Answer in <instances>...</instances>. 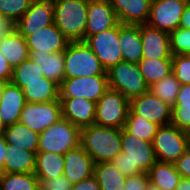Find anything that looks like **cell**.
I'll use <instances>...</instances> for the list:
<instances>
[{
    "mask_svg": "<svg viewBox=\"0 0 190 190\" xmlns=\"http://www.w3.org/2000/svg\"><path fill=\"white\" fill-rule=\"evenodd\" d=\"M116 168L129 177L147 173L157 162L153 143L132 135L121 129V152L110 161Z\"/></svg>",
    "mask_w": 190,
    "mask_h": 190,
    "instance_id": "1",
    "label": "cell"
},
{
    "mask_svg": "<svg viewBox=\"0 0 190 190\" xmlns=\"http://www.w3.org/2000/svg\"><path fill=\"white\" fill-rule=\"evenodd\" d=\"M80 145L94 163L110 162L121 152V129L90 125L81 129Z\"/></svg>",
    "mask_w": 190,
    "mask_h": 190,
    "instance_id": "2",
    "label": "cell"
},
{
    "mask_svg": "<svg viewBox=\"0 0 190 190\" xmlns=\"http://www.w3.org/2000/svg\"><path fill=\"white\" fill-rule=\"evenodd\" d=\"M87 0H53L54 24L69 42L85 41Z\"/></svg>",
    "mask_w": 190,
    "mask_h": 190,
    "instance_id": "3",
    "label": "cell"
},
{
    "mask_svg": "<svg viewBox=\"0 0 190 190\" xmlns=\"http://www.w3.org/2000/svg\"><path fill=\"white\" fill-rule=\"evenodd\" d=\"M65 79L89 76H107L94 52L84 41L69 42L64 51Z\"/></svg>",
    "mask_w": 190,
    "mask_h": 190,
    "instance_id": "4",
    "label": "cell"
},
{
    "mask_svg": "<svg viewBox=\"0 0 190 190\" xmlns=\"http://www.w3.org/2000/svg\"><path fill=\"white\" fill-rule=\"evenodd\" d=\"M81 129L61 118L39 135L38 150L64 155L80 145Z\"/></svg>",
    "mask_w": 190,
    "mask_h": 190,
    "instance_id": "5",
    "label": "cell"
},
{
    "mask_svg": "<svg viewBox=\"0 0 190 190\" xmlns=\"http://www.w3.org/2000/svg\"><path fill=\"white\" fill-rule=\"evenodd\" d=\"M106 73L109 89L122 93L129 101L149 91L137 63L122 61Z\"/></svg>",
    "mask_w": 190,
    "mask_h": 190,
    "instance_id": "6",
    "label": "cell"
},
{
    "mask_svg": "<svg viewBox=\"0 0 190 190\" xmlns=\"http://www.w3.org/2000/svg\"><path fill=\"white\" fill-rule=\"evenodd\" d=\"M157 161L174 163L190 147L188 133L169 124L160 126L153 139Z\"/></svg>",
    "mask_w": 190,
    "mask_h": 190,
    "instance_id": "7",
    "label": "cell"
},
{
    "mask_svg": "<svg viewBox=\"0 0 190 190\" xmlns=\"http://www.w3.org/2000/svg\"><path fill=\"white\" fill-rule=\"evenodd\" d=\"M130 101L120 92L108 89L96 103L95 125L124 128Z\"/></svg>",
    "mask_w": 190,
    "mask_h": 190,
    "instance_id": "8",
    "label": "cell"
},
{
    "mask_svg": "<svg viewBox=\"0 0 190 190\" xmlns=\"http://www.w3.org/2000/svg\"><path fill=\"white\" fill-rule=\"evenodd\" d=\"M61 118L62 106L60 100L44 103L26 102L19 122L40 134Z\"/></svg>",
    "mask_w": 190,
    "mask_h": 190,
    "instance_id": "9",
    "label": "cell"
},
{
    "mask_svg": "<svg viewBox=\"0 0 190 190\" xmlns=\"http://www.w3.org/2000/svg\"><path fill=\"white\" fill-rule=\"evenodd\" d=\"M107 71L123 61L119 42V23L108 30L89 36L84 41Z\"/></svg>",
    "mask_w": 190,
    "mask_h": 190,
    "instance_id": "10",
    "label": "cell"
},
{
    "mask_svg": "<svg viewBox=\"0 0 190 190\" xmlns=\"http://www.w3.org/2000/svg\"><path fill=\"white\" fill-rule=\"evenodd\" d=\"M190 0H151L147 24L166 33L177 29Z\"/></svg>",
    "mask_w": 190,
    "mask_h": 190,
    "instance_id": "11",
    "label": "cell"
},
{
    "mask_svg": "<svg viewBox=\"0 0 190 190\" xmlns=\"http://www.w3.org/2000/svg\"><path fill=\"white\" fill-rule=\"evenodd\" d=\"M108 89L107 76L69 78L60 85V98H82L97 103Z\"/></svg>",
    "mask_w": 190,
    "mask_h": 190,
    "instance_id": "12",
    "label": "cell"
},
{
    "mask_svg": "<svg viewBox=\"0 0 190 190\" xmlns=\"http://www.w3.org/2000/svg\"><path fill=\"white\" fill-rule=\"evenodd\" d=\"M129 110L159 126L169 125L172 120V107L164 103L150 91L130 100Z\"/></svg>",
    "mask_w": 190,
    "mask_h": 190,
    "instance_id": "13",
    "label": "cell"
},
{
    "mask_svg": "<svg viewBox=\"0 0 190 190\" xmlns=\"http://www.w3.org/2000/svg\"><path fill=\"white\" fill-rule=\"evenodd\" d=\"M54 24L53 0H33L29 9L16 22V30L26 38L30 31H38Z\"/></svg>",
    "mask_w": 190,
    "mask_h": 190,
    "instance_id": "14",
    "label": "cell"
},
{
    "mask_svg": "<svg viewBox=\"0 0 190 190\" xmlns=\"http://www.w3.org/2000/svg\"><path fill=\"white\" fill-rule=\"evenodd\" d=\"M142 41V59H172L169 33L158 30L150 25H140Z\"/></svg>",
    "mask_w": 190,
    "mask_h": 190,
    "instance_id": "15",
    "label": "cell"
},
{
    "mask_svg": "<svg viewBox=\"0 0 190 190\" xmlns=\"http://www.w3.org/2000/svg\"><path fill=\"white\" fill-rule=\"evenodd\" d=\"M85 40L94 34L115 27L119 22L110 0L89 1Z\"/></svg>",
    "mask_w": 190,
    "mask_h": 190,
    "instance_id": "16",
    "label": "cell"
},
{
    "mask_svg": "<svg viewBox=\"0 0 190 190\" xmlns=\"http://www.w3.org/2000/svg\"><path fill=\"white\" fill-rule=\"evenodd\" d=\"M25 39L29 51H44L48 53L64 52L69 44V40L55 24L38 31H30V35Z\"/></svg>",
    "mask_w": 190,
    "mask_h": 190,
    "instance_id": "17",
    "label": "cell"
},
{
    "mask_svg": "<svg viewBox=\"0 0 190 190\" xmlns=\"http://www.w3.org/2000/svg\"><path fill=\"white\" fill-rule=\"evenodd\" d=\"M94 161L81 145L64 154V176L72 183H78L93 176Z\"/></svg>",
    "mask_w": 190,
    "mask_h": 190,
    "instance_id": "18",
    "label": "cell"
},
{
    "mask_svg": "<svg viewBox=\"0 0 190 190\" xmlns=\"http://www.w3.org/2000/svg\"><path fill=\"white\" fill-rule=\"evenodd\" d=\"M59 99L62 106V118L80 129L95 123L96 102L82 98Z\"/></svg>",
    "mask_w": 190,
    "mask_h": 190,
    "instance_id": "19",
    "label": "cell"
},
{
    "mask_svg": "<svg viewBox=\"0 0 190 190\" xmlns=\"http://www.w3.org/2000/svg\"><path fill=\"white\" fill-rule=\"evenodd\" d=\"M22 89L11 82L5 83L0 98V117L5 126L19 122L26 105Z\"/></svg>",
    "mask_w": 190,
    "mask_h": 190,
    "instance_id": "20",
    "label": "cell"
},
{
    "mask_svg": "<svg viewBox=\"0 0 190 190\" xmlns=\"http://www.w3.org/2000/svg\"><path fill=\"white\" fill-rule=\"evenodd\" d=\"M118 22L124 25L146 24L151 0H110Z\"/></svg>",
    "mask_w": 190,
    "mask_h": 190,
    "instance_id": "21",
    "label": "cell"
},
{
    "mask_svg": "<svg viewBox=\"0 0 190 190\" xmlns=\"http://www.w3.org/2000/svg\"><path fill=\"white\" fill-rule=\"evenodd\" d=\"M29 52V58L40 67L43 76L47 79L53 80L60 86L65 79L64 52Z\"/></svg>",
    "mask_w": 190,
    "mask_h": 190,
    "instance_id": "22",
    "label": "cell"
},
{
    "mask_svg": "<svg viewBox=\"0 0 190 190\" xmlns=\"http://www.w3.org/2000/svg\"><path fill=\"white\" fill-rule=\"evenodd\" d=\"M119 42L123 61L138 63L142 59L140 25H124L119 22Z\"/></svg>",
    "mask_w": 190,
    "mask_h": 190,
    "instance_id": "23",
    "label": "cell"
},
{
    "mask_svg": "<svg viewBox=\"0 0 190 190\" xmlns=\"http://www.w3.org/2000/svg\"><path fill=\"white\" fill-rule=\"evenodd\" d=\"M22 91L27 102L44 103L60 100V86L45 77L39 80L23 81Z\"/></svg>",
    "mask_w": 190,
    "mask_h": 190,
    "instance_id": "24",
    "label": "cell"
},
{
    "mask_svg": "<svg viewBox=\"0 0 190 190\" xmlns=\"http://www.w3.org/2000/svg\"><path fill=\"white\" fill-rule=\"evenodd\" d=\"M7 153L2 169L3 173H34L36 153L27 151L19 146L8 144Z\"/></svg>",
    "mask_w": 190,
    "mask_h": 190,
    "instance_id": "25",
    "label": "cell"
},
{
    "mask_svg": "<svg viewBox=\"0 0 190 190\" xmlns=\"http://www.w3.org/2000/svg\"><path fill=\"white\" fill-rule=\"evenodd\" d=\"M0 52L13 68L29 58L26 39L16 30L0 41Z\"/></svg>",
    "mask_w": 190,
    "mask_h": 190,
    "instance_id": "26",
    "label": "cell"
},
{
    "mask_svg": "<svg viewBox=\"0 0 190 190\" xmlns=\"http://www.w3.org/2000/svg\"><path fill=\"white\" fill-rule=\"evenodd\" d=\"M35 176L39 180H49L64 174V155L56 152L37 151Z\"/></svg>",
    "mask_w": 190,
    "mask_h": 190,
    "instance_id": "27",
    "label": "cell"
},
{
    "mask_svg": "<svg viewBox=\"0 0 190 190\" xmlns=\"http://www.w3.org/2000/svg\"><path fill=\"white\" fill-rule=\"evenodd\" d=\"M4 137L7 144L19 146L27 151L37 152L39 133L20 122L6 126Z\"/></svg>",
    "mask_w": 190,
    "mask_h": 190,
    "instance_id": "28",
    "label": "cell"
},
{
    "mask_svg": "<svg viewBox=\"0 0 190 190\" xmlns=\"http://www.w3.org/2000/svg\"><path fill=\"white\" fill-rule=\"evenodd\" d=\"M149 181L162 190H175L181 180L174 163L157 161L147 172Z\"/></svg>",
    "mask_w": 190,
    "mask_h": 190,
    "instance_id": "29",
    "label": "cell"
},
{
    "mask_svg": "<svg viewBox=\"0 0 190 190\" xmlns=\"http://www.w3.org/2000/svg\"><path fill=\"white\" fill-rule=\"evenodd\" d=\"M93 175L100 190H124L127 177L111 162L95 163Z\"/></svg>",
    "mask_w": 190,
    "mask_h": 190,
    "instance_id": "30",
    "label": "cell"
},
{
    "mask_svg": "<svg viewBox=\"0 0 190 190\" xmlns=\"http://www.w3.org/2000/svg\"><path fill=\"white\" fill-rule=\"evenodd\" d=\"M171 124L187 133L190 130V84L180 86L176 102L172 107Z\"/></svg>",
    "mask_w": 190,
    "mask_h": 190,
    "instance_id": "31",
    "label": "cell"
},
{
    "mask_svg": "<svg viewBox=\"0 0 190 190\" xmlns=\"http://www.w3.org/2000/svg\"><path fill=\"white\" fill-rule=\"evenodd\" d=\"M137 65L149 87L172 72V59H141Z\"/></svg>",
    "mask_w": 190,
    "mask_h": 190,
    "instance_id": "32",
    "label": "cell"
},
{
    "mask_svg": "<svg viewBox=\"0 0 190 190\" xmlns=\"http://www.w3.org/2000/svg\"><path fill=\"white\" fill-rule=\"evenodd\" d=\"M159 127L158 124L150 122L140 115L133 114L130 110L124 124V129L127 132L147 142H153Z\"/></svg>",
    "mask_w": 190,
    "mask_h": 190,
    "instance_id": "33",
    "label": "cell"
},
{
    "mask_svg": "<svg viewBox=\"0 0 190 190\" xmlns=\"http://www.w3.org/2000/svg\"><path fill=\"white\" fill-rule=\"evenodd\" d=\"M0 190H40L34 173H2Z\"/></svg>",
    "mask_w": 190,
    "mask_h": 190,
    "instance_id": "34",
    "label": "cell"
},
{
    "mask_svg": "<svg viewBox=\"0 0 190 190\" xmlns=\"http://www.w3.org/2000/svg\"><path fill=\"white\" fill-rule=\"evenodd\" d=\"M180 86L181 84L175 77L174 73L171 72L162 80L152 84L149 87V91L164 103L173 107L176 102Z\"/></svg>",
    "mask_w": 190,
    "mask_h": 190,
    "instance_id": "35",
    "label": "cell"
},
{
    "mask_svg": "<svg viewBox=\"0 0 190 190\" xmlns=\"http://www.w3.org/2000/svg\"><path fill=\"white\" fill-rule=\"evenodd\" d=\"M43 77L40 67L28 58L13 68L10 82L23 89V81L39 80Z\"/></svg>",
    "mask_w": 190,
    "mask_h": 190,
    "instance_id": "36",
    "label": "cell"
},
{
    "mask_svg": "<svg viewBox=\"0 0 190 190\" xmlns=\"http://www.w3.org/2000/svg\"><path fill=\"white\" fill-rule=\"evenodd\" d=\"M33 0H0V16L17 22L29 9Z\"/></svg>",
    "mask_w": 190,
    "mask_h": 190,
    "instance_id": "37",
    "label": "cell"
},
{
    "mask_svg": "<svg viewBox=\"0 0 190 190\" xmlns=\"http://www.w3.org/2000/svg\"><path fill=\"white\" fill-rule=\"evenodd\" d=\"M172 55H186L190 52V29L180 28L169 34Z\"/></svg>",
    "mask_w": 190,
    "mask_h": 190,
    "instance_id": "38",
    "label": "cell"
},
{
    "mask_svg": "<svg viewBox=\"0 0 190 190\" xmlns=\"http://www.w3.org/2000/svg\"><path fill=\"white\" fill-rule=\"evenodd\" d=\"M172 72L181 85H189L190 58L187 55H172Z\"/></svg>",
    "mask_w": 190,
    "mask_h": 190,
    "instance_id": "39",
    "label": "cell"
},
{
    "mask_svg": "<svg viewBox=\"0 0 190 190\" xmlns=\"http://www.w3.org/2000/svg\"><path fill=\"white\" fill-rule=\"evenodd\" d=\"M39 182L40 190H70L72 187V183L64 175Z\"/></svg>",
    "mask_w": 190,
    "mask_h": 190,
    "instance_id": "40",
    "label": "cell"
},
{
    "mask_svg": "<svg viewBox=\"0 0 190 190\" xmlns=\"http://www.w3.org/2000/svg\"><path fill=\"white\" fill-rule=\"evenodd\" d=\"M147 173H141L126 178L124 190H146L149 183Z\"/></svg>",
    "mask_w": 190,
    "mask_h": 190,
    "instance_id": "41",
    "label": "cell"
},
{
    "mask_svg": "<svg viewBox=\"0 0 190 190\" xmlns=\"http://www.w3.org/2000/svg\"><path fill=\"white\" fill-rule=\"evenodd\" d=\"M174 165L181 175V178L190 179V147L177 161L174 162Z\"/></svg>",
    "mask_w": 190,
    "mask_h": 190,
    "instance_id": "42",
    "label": "cell"
},
{
    "mask_svg": "<svg viewBox=\"0 0 190 190\" xmlns=\"http://www.w3.org/2000/svg\"><path fill=\"white\" fill-rule=\"evenodd\" d=\"M16 22L13 19L0 16V41L16 31Z\"/></svg>",
    "mask_w": 190,
    "mask_h": 190,
    "instance_id": "43",
    "label": "cell"
},
{
    "mask_svg": "<svg viewBox=\"0 0 190 190\" xmlns=\"http://www.w3.org/2000/svg\"><path fill=\"white\" fill-rule=\"evenodd\" d=\"M70 190H100L97 179L93 176L84 179L78 183L72 184Z\"/></svg>",
    "mask_w": 190,
    "mask_h": 190,
    "instance_id": "44",
    "label": "cell"
},
{
    "mask_svg": "<svg viewBox=\"0 0 190 190\" xmlns=\"http://www.w3.org/2000/svg\"><path fill=\"white\" fill-rule=\"evenodd\" d=\"M12 67L9 65L6 58L0 52V81L8 83L12 77Z\"/></svg>",
    "mask_w": 190,
    "mask_h": 190,
    "instance_id": "45",
    "label": "cell"
},
{
    "mask_svg": "<svg viewBox=\"0 0 190 190\" xmlns=\"http://www.w3.org/2000/svg\"><path fill=\"white\" fill-rule=\"evenodd\" d=\"M180 28L190 29V1L187 3L181 17Z\"/></svg>",
    "mask_w": 190,
    "mask_h": 190,
    "instance_id": "46",
    "label": "cell"
},
{
    "mask_svg": "<svg viewBox=\"0 0 190 190\" xmlns=\"http://www.w3.org/2000/svg\"><path fill=\"white\" fill-rule=\"evenodd\" d=\"M7 143L5 140L4 135H0V168L3 169L4 162H5V156L8 155L7 153Z\"/></svg>",
    "mask_w": 190,
    "mask_h": 190,
    "instance_id": "47",
    "label": "cell"
},
{
    "mask_svg": "<svg viewBox=\"0 0 190 190\" xmlns=\"http://www.w3.org/2000/svg\"><path fill=\"white\" fill-rule=\"evenodd\" d=\"M175 190H190V179L181 178Z\"/></svg>",
    "mask_w": 190,
    "mask_h": 190,
    "instance_id": "48",
    "label": "cell"
},
{
    "mask_svg": "<svg viewBox=\"0 0 190 190\" xmlns=\"http://www.w3.org/2000/svg\"><path fill=\"white\" fill-rule=\"evenodd\" d=\"M146 190H162V189L149 182L147 187H146Z\"/></svg>",
    "mask_w": 190,
    "mask_h": 190,
    "instance_id": "49",
    "label": "cell"
},
{
    "mask_svg": "<svg viewBox=\"0 0 190 190\" xmlns=\"http://www.w3.org/2000/svg\"><path fill=\"white\" fill-rule=\"evenodd\" d=\"M6 129L5 124L2 122V119L0 117V135L4 134V130Z\"/></svg>",
    "mask_w": 190,
    "mask_h": 190,
    "instance_id": "50",
    "label": "cell"
},
{
    "mask_svg": "<svg viewBox=\"0 0 190 190\" xmlns=\"http://www.w3.org/2000/svg\"><path fill=\"white\" fill-rule=\"evenodd\" d=\"M4 85H5V82L0 81V98H1V92H2Z\"/></svg>",
    "mask_w": 190,
    "mask_h": 190,
    "instance_id": "51",
    "label": "cell"
},
{
    "mask_svg": "<svg viewBox=\"0 0 190 190\" xmlns=\"http://www.w3.org/2000/svg\"><path fill=\"white\" fill-rule=\"evenodd\" d=\"M2 169L0 168V181H1V177H2Z\"/></svg>",
    "mask_w": 190,
    "mask_h": 190,
    "instance_id": "52",
    "label": "cell"
},
{
    "mask_svg": "<svg viewBox=\"0 0 190 190\" xmlns=\"http://www.w3.org/2000/svg\"><path fill=\"white\" fill-rule=\"evenodd\" d=\"M87 1H106V0H87Z\"/></svg>",
    "mask_w": 190,
    "mask_h": 190,
    "instance_id": "53",
    "label": "cell"
},
{
    "mask_svg": "<svg viewBox=\"0 0 190 190\" xmlns=\"http://www.w3.org/2000/svg\"><path fill=\"white\" fill-rule=\"evenodd\" d=\"M188 137H189V142H190V130H189V132H188Z\"/></svg>",
    "mask_w": 190,
    "mask_h": 190,
    "instance_id": "54",
    "label": "cell"
}]
</instances>
